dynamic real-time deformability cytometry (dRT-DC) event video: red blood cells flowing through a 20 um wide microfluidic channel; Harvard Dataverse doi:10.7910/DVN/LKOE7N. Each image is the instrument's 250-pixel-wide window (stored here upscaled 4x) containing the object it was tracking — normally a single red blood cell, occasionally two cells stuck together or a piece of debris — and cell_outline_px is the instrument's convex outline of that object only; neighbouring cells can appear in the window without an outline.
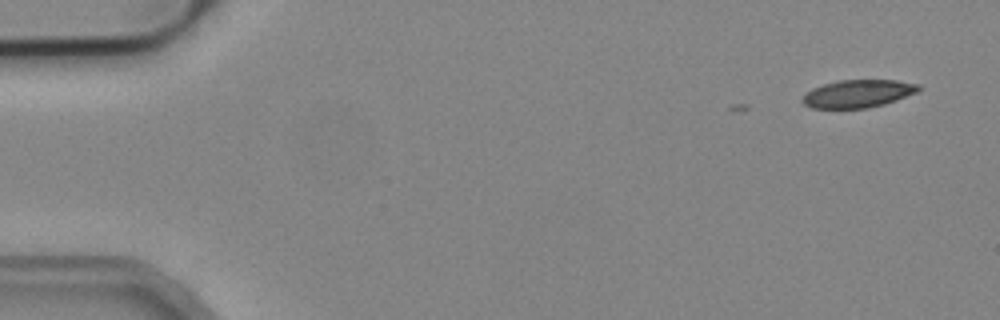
{"species": "common noctule bat (a hibernating species)", "species_latin": "Nyctalus noctula", "temperature_condition": "cold", "stored_images_in_passage": 6, "camera_frame_rate_fps": 3000, "um_per_image_px": 0.085, "animal": {"sex": "male", "body_mass_g": 19.2, "forearm_length_mm": 51.8}, "frame": {"image": 1, "passage_image": 1, "time_ms": 0.0, "image_size_px": [1000, 320], "cell_outline_px": [[924, 88], [916, 92], [896, 100], [884, 104], [868, 108], [812, 108], [804, 104], [800, 100], [812, 88], [824, 84], [840, 80], [896, 80], [920, 84]], "centroid_in_image_um": [72.96, 7.95], "position_along_channel_um": 12.0, "area_um2": 18.79}}